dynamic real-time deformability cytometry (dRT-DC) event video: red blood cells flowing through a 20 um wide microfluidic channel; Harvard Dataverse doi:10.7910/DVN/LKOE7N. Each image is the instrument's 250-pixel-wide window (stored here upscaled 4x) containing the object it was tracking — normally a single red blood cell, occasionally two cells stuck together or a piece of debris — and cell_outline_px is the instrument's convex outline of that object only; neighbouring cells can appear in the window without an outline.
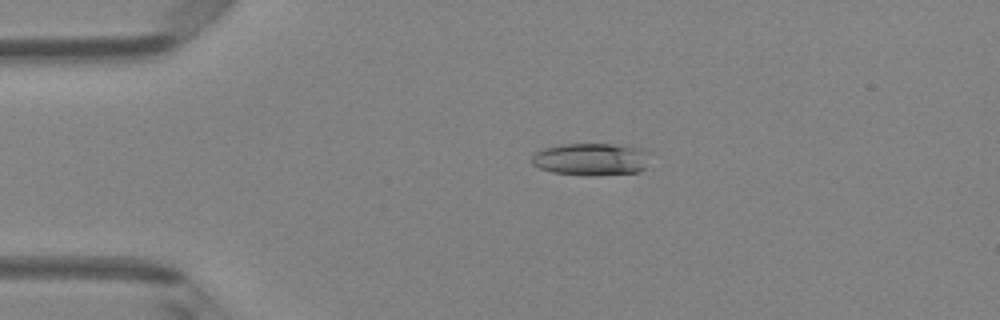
{"species": "Egyptian fruit bat (a non-hibernating species)", "species_latin": "Rousettus aegyptiacus", "temperature_condition": "room temperature", "stored_images_in_passage": 5, "camera_frame_rate_fps": 3000, "um_per_image_px": 0.085, "animal": {"sex": "female"}, "frame": {"image": 1, "passage_image": 4, "time_ms": 3.333, "image_size_px": [1000, 320], "cell_outline_px": [[652, 152], [648, 168], [640, 172], [596, 176], [584, 176], [552, 172], [540, 168], [532, 164], [532, 156], [536, 152], [544, 148], [564, 144], [612, 144], [644, 148]], "centroid_in_image_um": [50.37, 13.55], "position_along_channel_um": 34.6, "area_um2": 23.0}}